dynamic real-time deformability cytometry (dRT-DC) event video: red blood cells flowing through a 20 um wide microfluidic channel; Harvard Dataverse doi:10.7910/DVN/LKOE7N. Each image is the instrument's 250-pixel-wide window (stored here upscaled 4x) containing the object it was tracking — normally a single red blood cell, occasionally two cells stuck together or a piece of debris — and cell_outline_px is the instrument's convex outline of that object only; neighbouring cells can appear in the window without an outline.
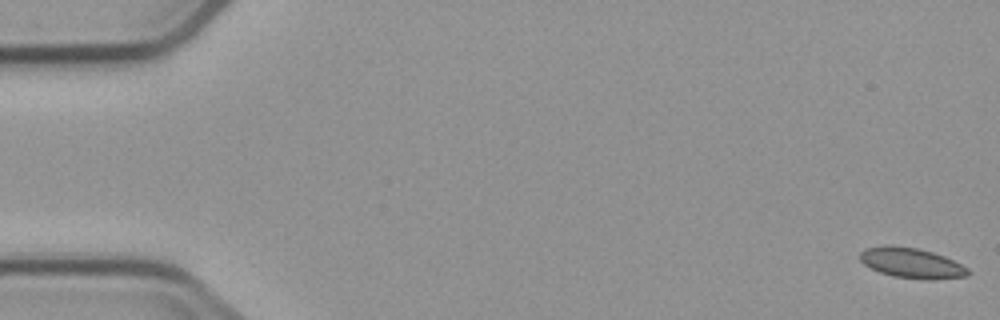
{"species": "common noctule bat (a hibernating species)", "species_latin": "Nyctalus noctula", "temperature_condition": "cold", "stored_images_in_passage": 5, "camera_frame_rate_fps": 3000, "um_per_image_px": 0.085, "animal": {"sex": "male", "body_mass_g": 23.1, "forearm_length_mm": 52.7}, "frame": {"image": 1, "passage_image": 1, "time_ms": 0.0, "image_size_px": [1000, 320], "cell_outline_px": [[968, 276], [892, 276], [880, 272], [864, 264], [860, 260], [860, 252], [864, 248], [884, 244], [892, 244], [916, 248], [932, 252], [944, 256], [968, 268]], "centroid_in_image_um": [77.34, 22.26], "position_along_channel_um": 7.7, "area_um2": 17.98}}
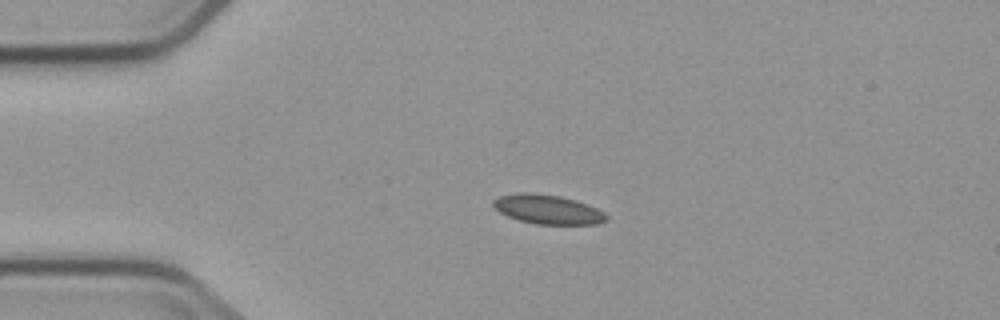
{"frame": {"image": 2, "passage_image": 4, "time_ms": 4.0, "image_size_px": [1000, 320], "cell_outline_px": [[608, 220], [600, 224], [536, 224], [520, 220], [508, 216], [500, 212], [492, 204], [492, 200], [500, 196], [520, 192], [532, 192], [556, 196], [572, 200], [596, 208], [604, 212], [608, 216]], "centroid_in_image_um": [46.55, 17.81], "position_along_channel_um": 38.4, "area_um2": 19.02}}